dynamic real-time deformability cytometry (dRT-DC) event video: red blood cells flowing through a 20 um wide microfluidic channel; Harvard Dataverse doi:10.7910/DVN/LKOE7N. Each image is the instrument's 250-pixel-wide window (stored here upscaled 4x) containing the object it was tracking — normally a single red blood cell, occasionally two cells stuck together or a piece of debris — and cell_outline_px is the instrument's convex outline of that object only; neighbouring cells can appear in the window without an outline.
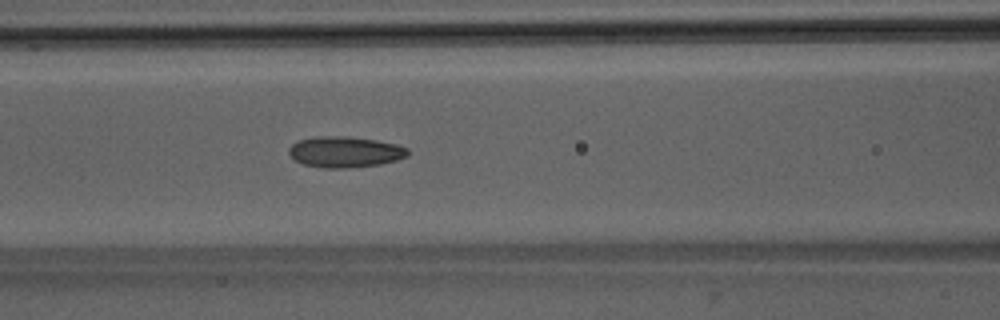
{"species": "Egyptian fruit bat (a non-hibernating species)", "species_latin": "Rousettus aegyptiacus", "temperature_condition": "room temperature", "stored_images_in_passage": 50, "camera_frame_rate_fps": 3000, "um_per_image_px": 0.085, "animal": {"sex": "male"}, "frame": {"image": 1, "passage_image": 21, "time_ms": 6.667, "image_size_px": [1000, 320], "cell_outline_px": [[408, 156], [396, 160], [380, 164], [348, 168], [324, 168], [304, 164], [296, 160], [288, 152], [288, 148], [296, 140], [316, 136], [340, 136], [376, 140], [396, 144], [408, 148]], "centroid_in_image_um": [29.31, 12.91], "position_along_channel_um": 137.3, "area_um2": 21.39}}
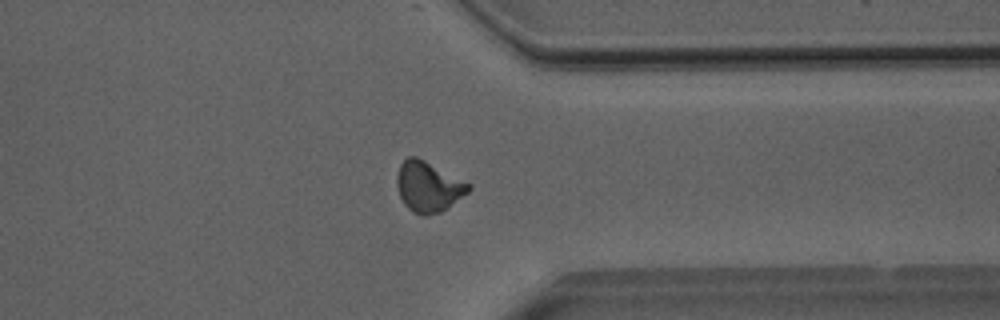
{"frame": {"image": 2, "passage_image": 39, "time_ms": 12.667, "image_size_px": [1000, 320], "cell_outline_px": [[472, 188], [468, 192], [448, 208], [440, 212], [424, 216], [420, 216], [408, 208], [404, 204], [400, 196], [396, 184], [396, 176], [400, 164], [408, 156], [416, 156], [472, 184]], "centroid_in_image_um": [36.41, 15.87], "position_along_channel_um": 375.0, "area_um2": 21.15}}
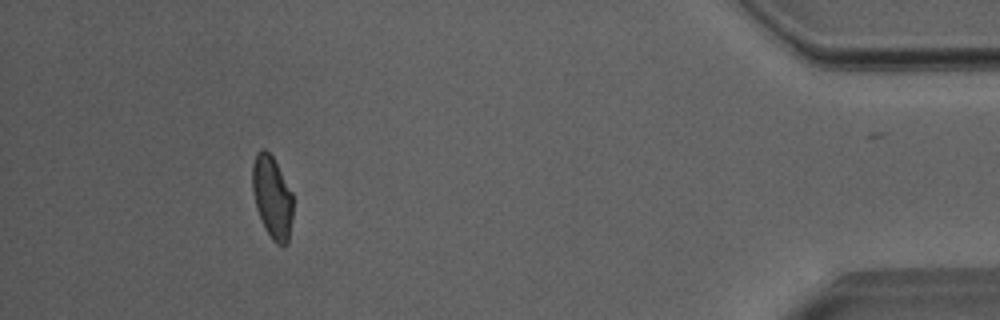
{"frame": {"image": 3, "passage_image": 46, "time_ms": 15.0, "image_size_px": [1000, 320], "cell_outline_px": [[292, 220], [288, 244], [276, 244], [272, 240], [264, 228], [260, 220], [256, 208], [252, 192], [252, 164], [256, 152], [260, 148], [264, 148], [272, 156], [292, 192]], "centroid_in_image_um": [23.11, 16.77], "position_along_channel_um": 412.1, "area_um2": 19.71}, "authors_computed_cell_mechanics": {"area_um2": 20.3456, "velocity_mm_per_s": 4.019, "shape_relaxation_time_tau1_ms": 9.6739, "shape_relaxation_time_tau2_ms": 2.1044, "deformation_change_tau1": 0.2304, "deformation_change_tau2": 0.0784}}